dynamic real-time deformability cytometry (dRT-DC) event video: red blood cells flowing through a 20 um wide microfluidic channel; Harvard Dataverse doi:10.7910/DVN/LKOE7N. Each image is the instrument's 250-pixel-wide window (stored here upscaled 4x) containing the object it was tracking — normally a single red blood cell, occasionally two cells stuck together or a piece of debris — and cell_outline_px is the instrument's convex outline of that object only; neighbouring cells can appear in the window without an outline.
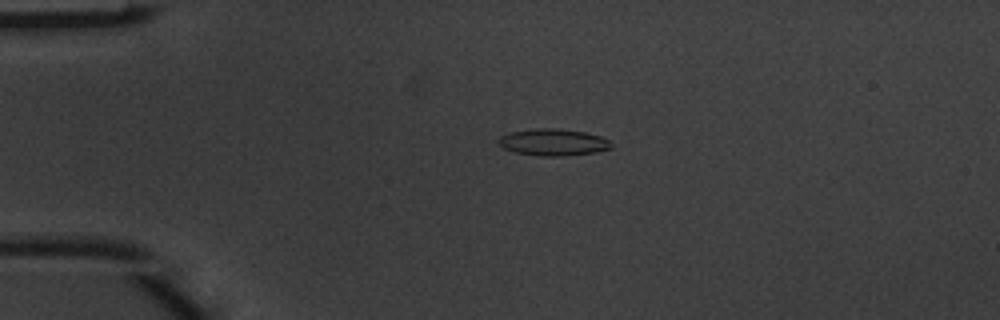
{"species": "common noctule bat (a hibernating species)", "species_latin": "Nyctalus noctula", "temperature_condition": "warm", "stored_images_in_passage": 3, "camera_frame_rate_fps": 3000, "um_per_image_px": 0.085, "animal": {"sex": "male", "body_mass_g": 20.1, "forearm_length_mm": 53.5}, "frame": {"image": 1, "passage_image": 3, "time_ms": 0.667, "image_size_px": [1000, 320], "cell_outline_px": [[612, 148], [596, 152], [560, 156], [540, 156], [516, 152], [504, 148], [496, 140], [500, 136], [508, 132], [536, 128], [556, 128], [584, 132], [600, 136], [608, 140], [612, 144]], "centroid_in_image_um": [47.0, 12.08], "position_along_channel_um": 38.0, "area_um2": 17.57}}